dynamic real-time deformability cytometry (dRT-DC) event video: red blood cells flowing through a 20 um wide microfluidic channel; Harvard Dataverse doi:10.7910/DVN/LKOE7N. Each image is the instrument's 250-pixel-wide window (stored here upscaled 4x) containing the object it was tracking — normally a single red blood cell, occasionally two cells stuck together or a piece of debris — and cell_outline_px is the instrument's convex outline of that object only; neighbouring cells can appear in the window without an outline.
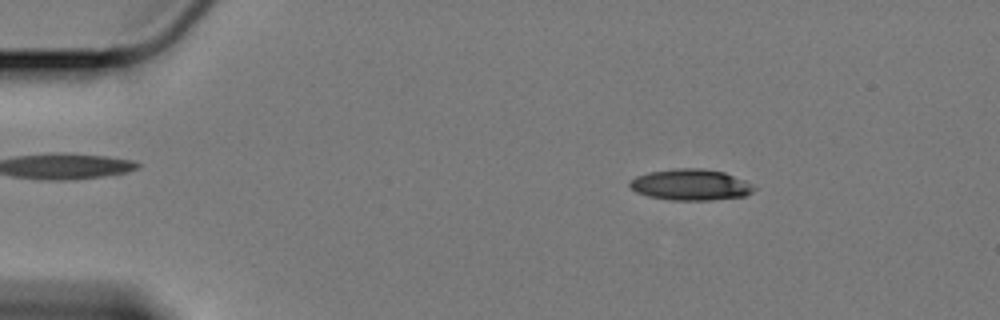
{"species": "Egyptian fruit bat (a non-hibernating species)", "species_latin": "Rousettus aegyptiacus", "temperature_condition": "cold", "stored_images_in_passage": 59, "camera_frame_rate_fps": 3000, "um_per_image_px": 0.085, "animal": {"sex": "female"}, "frame": {"image": 1, "passage_image": 9, "time_ms": 2.667, "image_size_px": [1000, 320], "cell_outline_px": [[756, 188], [752, 192], [744, 196], [712, 200], [672, 200], [648, 196], [636, 192], [628, 184], [636, 176], [648, 172], [672, 168], [704, 168], [724, 172], [744, 180]], "centroid_in_image_um": [58.69, 15.69], "position_along_channel_um": 26.3, "area_um2": 22.54}}
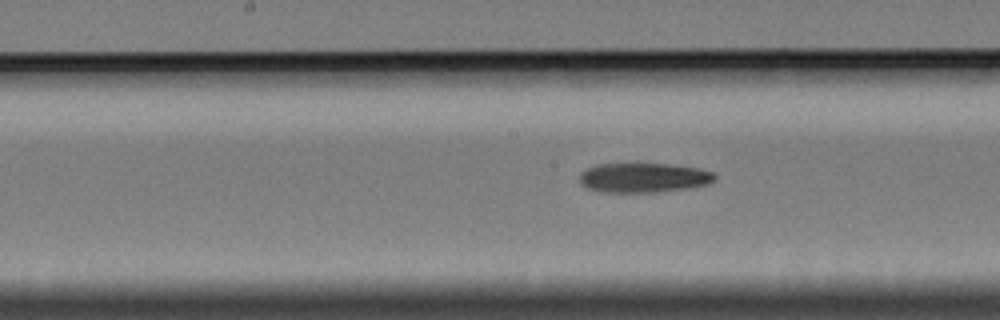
{"frame": {"image": 2, "passage_image": 30, "time_ms": 9.667, "image_size_px": [1000, 320], "cell_outline_px": [[716, 180], [708, 184], [692, 188], [656, 192], [600, 192], [588, 188], [580, 184], [580, 172], [596, 164], [636, 160], [700, 168], [712, 172], [716, 176]], "centroid_in_image_um": [54.69, 15.05], "position_along_channel_um": 193.5, "area_um2": 24.51}}
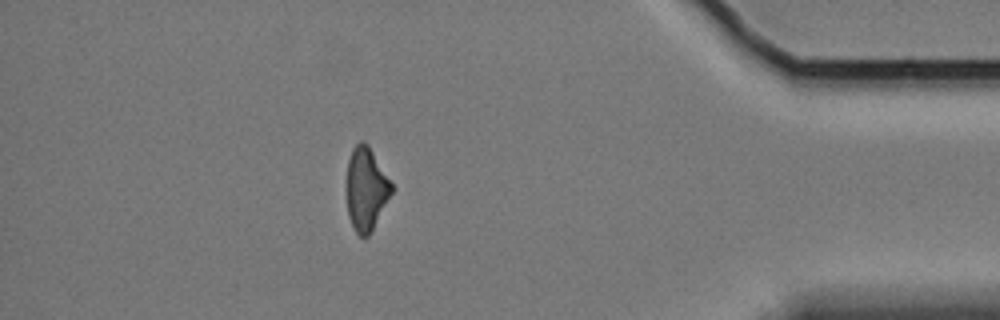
{"frame": {"image": 3, "passage_image": 52, "time_ms": 17.0, "image_size_px": [1000, 320], "cell_outline_px": [[396, 188], [372, 232], [368, 236], [360, 236], [356, 232], [348, 216], [344, 192], [344, 184], [348, 160], [352, 148], [360, 140], [364, 140], [368, 144]], "centroid_in_image_um": [31.11, 16.05], "position_along_channel_um": 404.1, "area_um2": 22.95}, "authors_computed_cell_mechanics": {"area_um2": 23.1778, "velocity_mm_per_s": 3.3887, "shape_relaxation_time_tau1_ms": 9.1812, "shape_relaxation_time_tau2_ms": null, "deformation_change_tau1": 0.1897, "deformation_change_tau2": null}}